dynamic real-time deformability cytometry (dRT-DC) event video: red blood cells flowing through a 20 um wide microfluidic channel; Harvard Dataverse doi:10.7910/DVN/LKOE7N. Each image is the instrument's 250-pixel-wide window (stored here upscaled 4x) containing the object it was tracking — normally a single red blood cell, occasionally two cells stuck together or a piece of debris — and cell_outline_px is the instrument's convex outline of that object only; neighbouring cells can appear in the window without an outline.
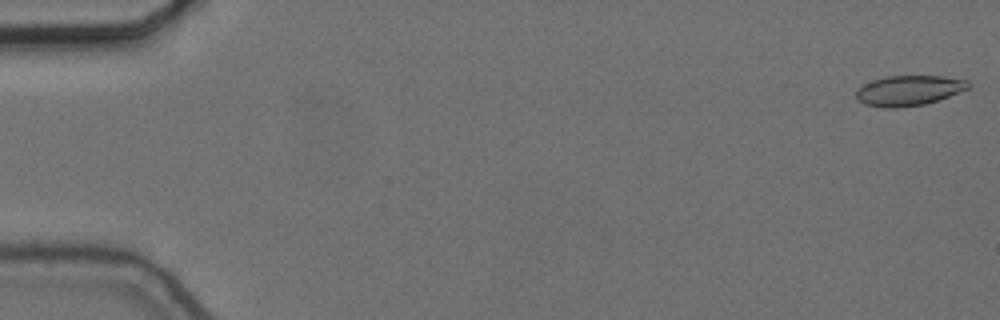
{"species": "common noctule bat (a hibernating species)", "species_latin": "Nyctalus noctula", "temperature_condition": "cold", "stored_images_in_passage": 56, "camera_frame_rate_fps": 3000, "um_per_image_px": 0.085, "animal": {"sex": "female", "body_mass_g": 24.6, "forearm_length_mm": 56.2}, "frame": {"image": 1, "passage_image": 1, "time_ms": 0.0, "image_size_px": [1000, 320], "cell_outline_px": [[968, 88], [948, 96], [924, 104], [896, 108], [884, 108], [864, 104], [856, 100], [856, 88], [872, 80], [888, 76], [940, 76], [968, 80]], "centroid_in_image_um": [77.17, 7.69], "position_along_channel_um": 7.8, "area_um2": 19.59}}
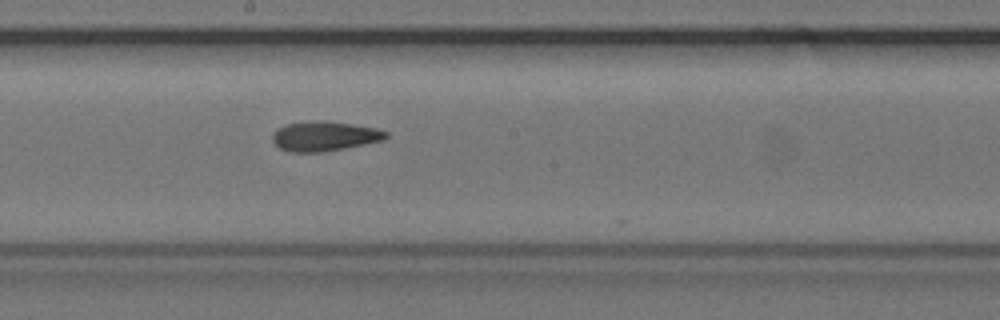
{"frame": {"image": 2, "passage_image": 31, "time_ms": 10.0, "image_size_px": [1000, 320], "cell_outline_px": [[388, 136], [384, 140], [344, 148], [320, 152], [288, 152], [280, 148], [272, 140], [272, 132], [276, 128], [288, 124], [316, 120], [324, 120], [352, 124], [376, 128], [388, 132]], "centroid_in_image_um": [27.56, 11.57], "position_along_channel_um": 220.6, "area_um2": 19.65}}
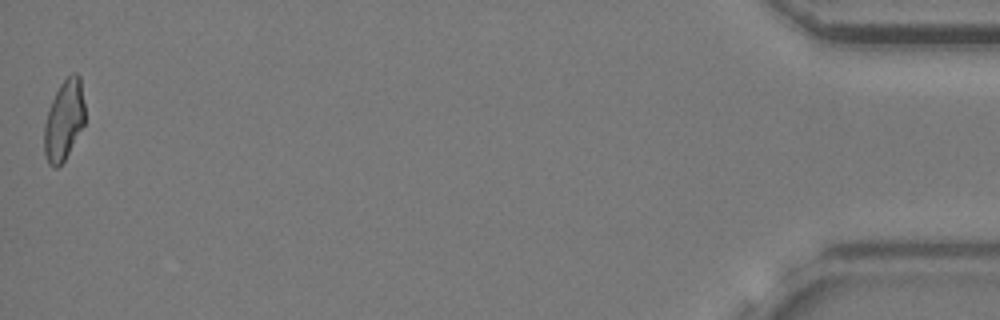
{"frame": {"image": 3, "passage_image": 56, "time_ms": 18.333, "image_size_px": [1000, 320], "cell_outline_px": [[84, 124], [64, 160], [56, 168], [52, 168], [48, 164], [44, 152], [44, 124], [48, 108], [60, 84], [72, 72], [76, 72], [80, 76], [84, 104]], "centroid_in_image_um": [5.42, 10.21], "position_along_channel_um": 429.8, "area_um2": 18.96}, "authors_computed_cell_mechanics": {"area_um2": 19.5653, "velocity_mm_per_s": 3.6521, "shape_relaxation_time_tau1_ms": 6.5084, "shape_relaxation_time_tau2_ms": 3.0047, "deformation_change_tau1": 0.1444, "deformation_change_tau2": 0.1029}}